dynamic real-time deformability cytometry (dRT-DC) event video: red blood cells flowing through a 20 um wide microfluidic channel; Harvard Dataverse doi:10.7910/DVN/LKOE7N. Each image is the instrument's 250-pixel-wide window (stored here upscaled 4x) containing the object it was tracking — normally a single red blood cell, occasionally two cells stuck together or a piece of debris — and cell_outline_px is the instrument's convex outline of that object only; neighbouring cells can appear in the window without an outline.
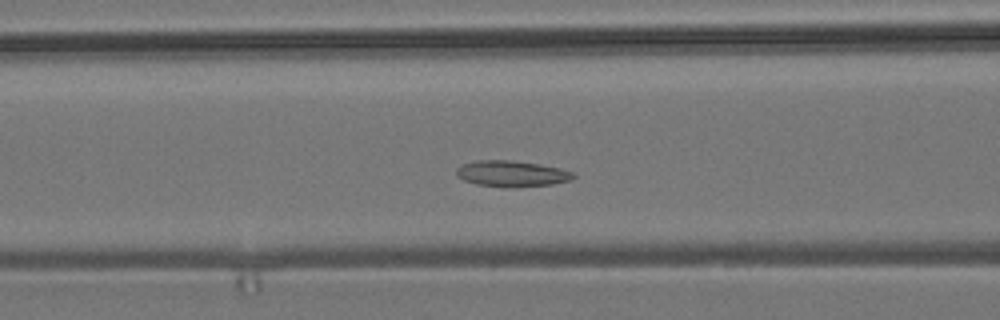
{"species": "common noctule bat (a hibernating species)", "species_latin": "Nyctalus noctula", "temperature_condition": "room temperature", "stored_images_in_passage": 53, "camera_frame_rate_fps": 3000, "um_per_image_px": 0.085, "animal": {"sex": "male", "body_mass_g": 19.2, "forearm_length_mm": 51.8}, "frame": {"image": 1, "passage_image": 19, "time_ms": 6.0, "image_size_px": [1000, 320], "cell_outline_px": [[576, 176], [568, 180], [552, 184], [512, 188], [504, 188], [476, 184], [464, 180], [456, 176], [456, 168], [464, 164], [476, 160], [512, 160], [540, 164], [560, 168], [576, 172]], "centroid_in_image_um": [43.5, 14.77], "position_along_channel_um": 123.1, "area_um2": 17.98}}
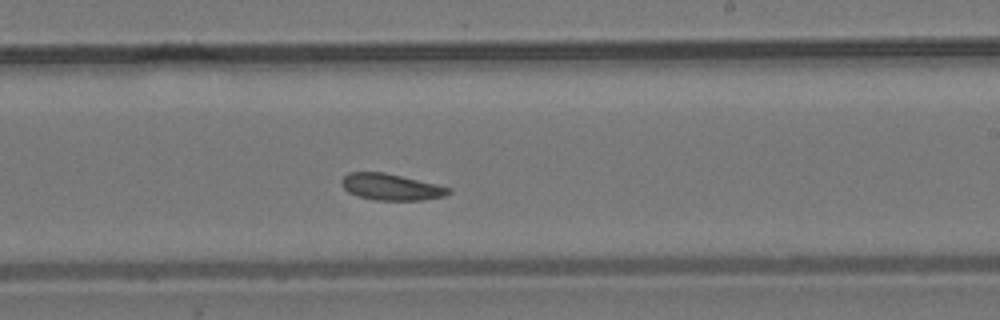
{"frame": {"image": 2, "passage_image": 30, "time_ms": 9.667, "image_size_px": [1000, 320], "cell_outline_px": [[452, 192], [444, 196], [420, 200], [376, 200], [360, 196], [348, 192], [344, 188], [340, 180], [348, 172], [384, 172], [452, 188]], "centroid_in_image_um": [33.23, 15.89], "position_along_channel_um": 255.8, "area_um2": 16.3}}
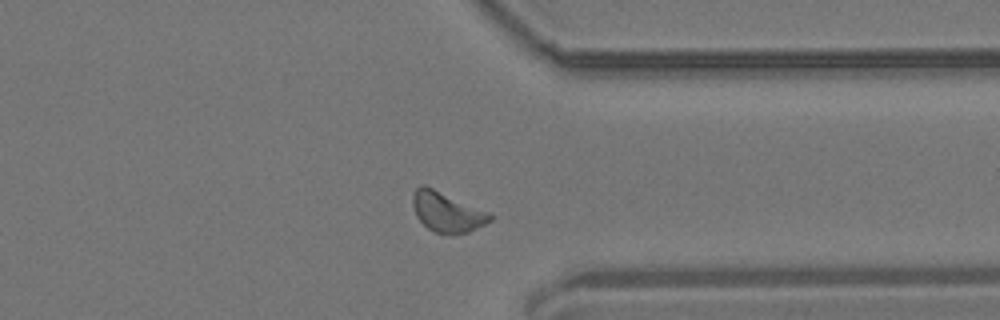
{"frame": {"image": 3, "passage_image": 40, "time_ms": 13.0, "image_size_px": [1000, 320], "cell_outline_px": [[492, 220], [468, 232], [452, 236], [436, 232], [428, 228], [416, 216], [412, 204], [412, 196], [416, 188], [420, 184], [424, 184], [488, 212], [492, 216]], "centroid_in_image_um": [37.96, 18.03], "position_along_channel_um": 373.4, "area_um2": 17.92}}